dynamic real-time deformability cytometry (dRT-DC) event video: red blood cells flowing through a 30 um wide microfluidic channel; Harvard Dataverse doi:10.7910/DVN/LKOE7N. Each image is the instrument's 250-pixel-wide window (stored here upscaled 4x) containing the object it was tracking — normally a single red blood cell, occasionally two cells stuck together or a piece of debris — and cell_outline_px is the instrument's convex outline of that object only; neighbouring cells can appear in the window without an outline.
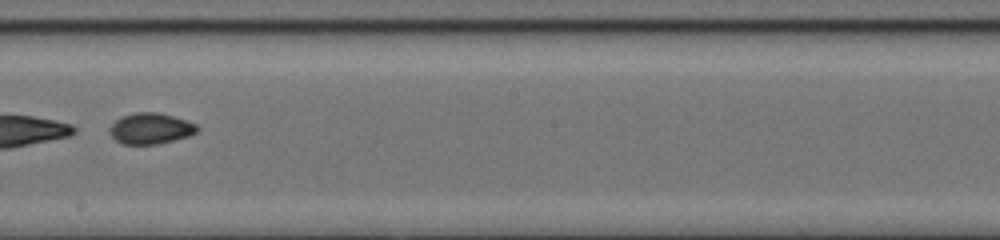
{"species": "common noctule bat (a hibernating species)", "species_latin": "Nyctalus noctula", "temperature_condition": "cold", "stored_images_in_passage": 49, "segment_of_instrument_passage": [2, 2], "camera_frame_rate_fps": 3000, "um_per_image_px": 0.085, "animal": {"sex": "female", "body_mass_g": 17.0, "forearm_length_mm": 48.0}, "frame": {"image": 1, "passage_image": 29, "time_ms": 9.333, "image_size_px": [1000, 240], "cell_outline_px": [[200, 128], [196, 132], [188, 136], [156, 144], [120, 144], [108, 132], [108, 128], [120, 116], [136, 112], [160, 112], [196, 124]], "centroid_in_image_um": [12.76, 10.91], "position_along_channel_um": 235.4, "area_um2": 15.78}}